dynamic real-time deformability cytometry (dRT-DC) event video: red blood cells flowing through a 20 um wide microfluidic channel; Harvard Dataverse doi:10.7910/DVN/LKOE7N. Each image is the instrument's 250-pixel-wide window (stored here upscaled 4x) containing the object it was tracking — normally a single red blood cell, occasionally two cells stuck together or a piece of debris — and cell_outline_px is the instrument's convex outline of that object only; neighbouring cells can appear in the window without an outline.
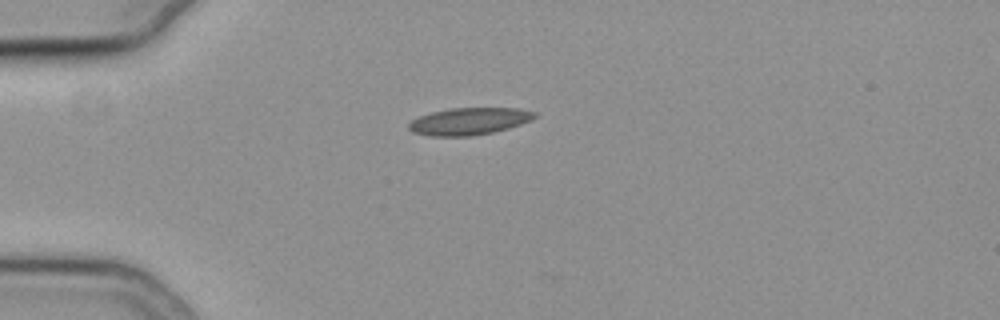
{"species": "common noctule bat (a hibernating species)", "species_latin": "Nyctalus noctula", "temperature_condition": "cold", "stored_images_in_passage": 2, "camera_frame_rate_fps": 3000, "um_per_image_px": 0.085, "animal": {"sex": "female", "body_mass_g": 19.3, "forearm_length_mm": 54.1}, "frame": {"image": 1, "passage_image": 1, "time_ms": 0.0, "image_size_px": [1000, 320], "cell_outline_px": [[536, 116], [520, 124], [508, 128], [492, 132], [472, 136], [428, 136], [412, 132], [408, 128], [408, 124], [412, 120], [420, 116], [432, 112], [448, 108], [520, 108], [536, 112]], "centroid_in_image_um": [39.84, 10.31], "position_along_channel_um": 45.2, "area_um2": 19.83}}